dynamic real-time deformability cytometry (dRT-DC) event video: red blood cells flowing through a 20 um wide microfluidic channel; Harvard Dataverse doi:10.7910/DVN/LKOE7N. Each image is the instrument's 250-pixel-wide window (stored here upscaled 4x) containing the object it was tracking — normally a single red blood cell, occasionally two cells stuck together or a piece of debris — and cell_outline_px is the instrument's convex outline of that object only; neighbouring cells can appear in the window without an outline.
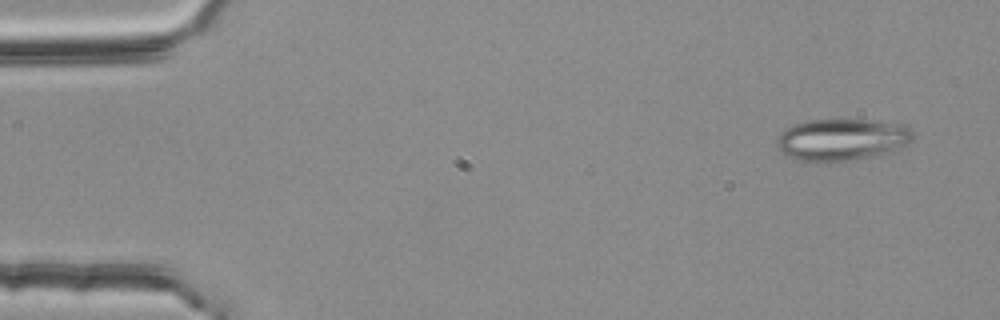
{"species": "common noctule bat (a hibernating species)", "species_latin": "Nyctalus noctula", "temperature_condition": "room temperature", "stored_images_in_passage": 55, "camera_frame_rate_fps": 3000, "um_per_image_px": 0.085, "animal": {"sex": "female", "body_mass_g": 25.1}, "frame": {"image": 1, "passage_image": 4, "time_ms": 1.0, "image_size_px": [1000, 320], "cell_outline_px": [[916, 136], [912, 140], [896, 148], [868, 156], [848, 160], [816, 164], [800, 160], [788, 156], [776, 144], [780, 136], [792, 124], [808, 120], [864, 120], [900, 124], [908, 128]], "centroid_in_image_um": [71.51, 11.87], "position_along_channel_um": 13.5, "area_um2": 32.48}}
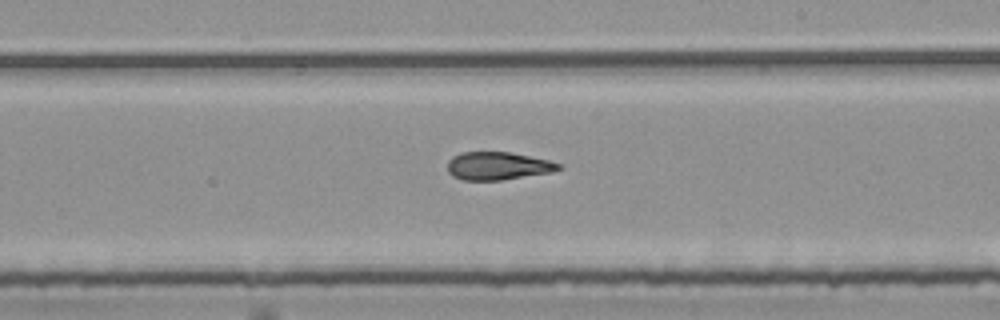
{"frame": {"image": 2, "passage_image": 32, "time_ms": 10.333, "image_size_px": [1000, 320], "cell_outline_px": [[564, 168], [552, 172], [500, 180], [464, 180], [452, 176], [448, 172], [448, 160], [452, 156], [460, 152], [508, 152], [548, 160], [560, 164]], "centroid_in_image_um": [42.29, 14.1], "position_along_channel_um": 246.7, "area_um2": 18.03}}
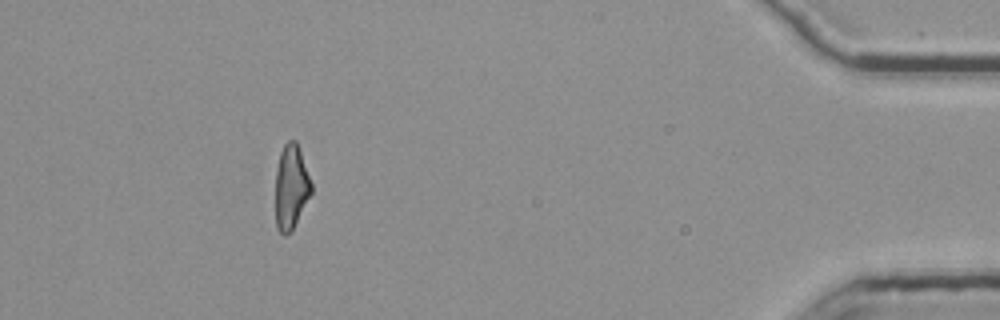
{"frame": {"image": 3, "passage_image": 50, "time_ms": 16.333, "image_size_px": [1000, 320], "cell_outline_px": [[312, 192], [292, 232], [284, 236], [276, 228], [276, 168], [280, 152], [284, 144], [288, 140], [296, 140], [312, 184]], "centroid_in_image_um": [24.74, 15.92], "position_along_channel_um": 410.5, "area_um2": 17.74}, "authors_computed_cell_mechanics": {"area_um2": 19.1318, "velocity_mm_per_s": 3.7848, "shape_relaxation_time_tau1_ms": null, "shape_relaxation_time_tau2_ms": 2.5867, "deformation_change_tau1": null, "deformation_change_tau2": 0.1211}}